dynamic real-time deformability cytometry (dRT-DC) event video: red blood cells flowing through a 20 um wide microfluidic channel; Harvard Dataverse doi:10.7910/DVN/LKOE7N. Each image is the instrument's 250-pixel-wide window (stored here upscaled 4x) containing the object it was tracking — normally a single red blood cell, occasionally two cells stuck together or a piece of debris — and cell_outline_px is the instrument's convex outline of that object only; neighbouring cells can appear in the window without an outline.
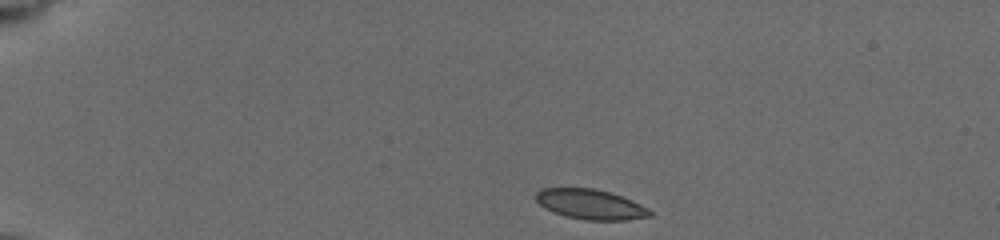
{"species": "common noctule bat (a hibernating species)", "species_latin": "Nyctalus noctula", "temperature_condition": "cold", "stored_images_in_passage": 45, "camera_frame_rate_fps": 3000, "um_per_image_px": 0.085, "animal": {"sex": "female", "body_mass_g": 19.5, "forearm_length_mm": 54.1}, "frame": {"image": 1, "passage_image": 1, "time_ms": 0.0, "image_size_px": [1000, 240], "cell_outline_px": [[652, 216], [628, 220], [584, 220], [564, 216], [552, 212], [544, 208], [536, 200], [536, 192], [540, 188], [592, 188], [608, 192], [632, 200], [648, 208], [652, 212]], "centroid_in_image_um": [50.18, 17.38], "position_along_channel_um": 34.8, "area_um2": 20.0}}
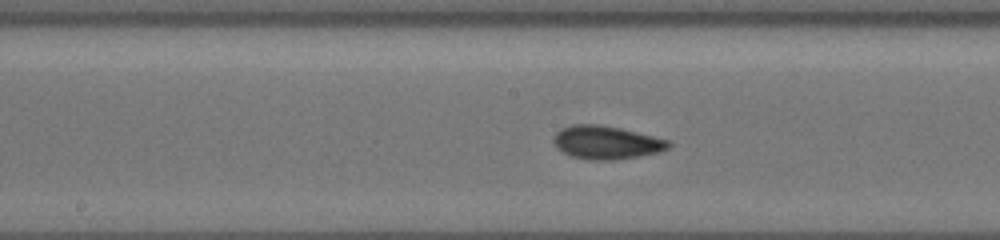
{"frame": {"image": 2, "passage_image": 20, "time_ms": 6.333, "image_size_px": [1000, 240], "cell_outline_px": [[672, 144], [668, 148], [660, 152], [640, 156], [616, 160], [588, 160], [572, 156], [556, 148], [552, 140], [552, 136], [560, 128], [572, 124], [600, 124], [620, 128], [668, 140]], "centroid_in_image_um": [51.5, 12.11], "position_along_channel_um": 196.7, "area_um2": 22.48}}
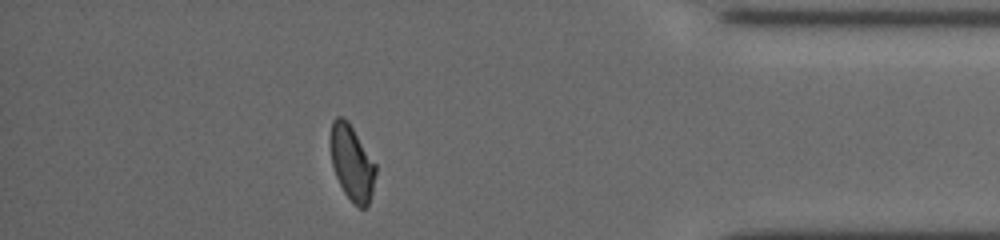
{"frame": {"image": 3, "passage_image": 39, "time_ms": 12.667, "image_size_px": [1000, 240], "cell_outline_px": [[376, 172], [372, 192], [368, 204], [364, 208], [360, 208], [344, 192], [336, 176], [332, 164], [328, 140], [332, 120], [336, 116], [340, 116], [348, 120], [376, 164]], "centroid_in_image_um": [29.88, 13.77], "position_along_channel_um": 405.3, "area_um2": 19.94}, "authors_computed_cell_mechanics": {"area_um2": 20.9236, "velocity_mm_per_s": 3.7489, "shape_relaxation_time_tau1_ms": 8.0855, "shape_relaxation_time_tau2_ms": 1.7093, "deformation_change_tau1": 0.1598, "deformation_change_tau2": 0.0663}}